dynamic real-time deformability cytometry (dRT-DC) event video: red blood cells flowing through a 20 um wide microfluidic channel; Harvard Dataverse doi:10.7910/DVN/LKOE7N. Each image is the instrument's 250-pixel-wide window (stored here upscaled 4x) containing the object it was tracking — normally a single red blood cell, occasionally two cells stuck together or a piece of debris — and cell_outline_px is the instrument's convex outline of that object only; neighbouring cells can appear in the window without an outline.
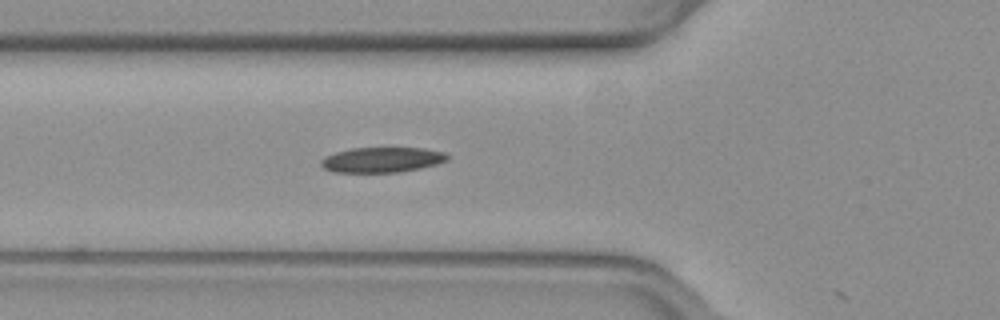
{"species": "common noctule bat (a hibernating species)", "species_latin": "Nyctalus noctula", "temperature_condition": "warm", "stored_images_in_passage": 20, "camera_frame_rate_fps": 3000, "um_per_image_px": 0.085, "animal": {"sex": "female", "body_mass_g": 19.3, "forearm_length_mm": 54.1}, "frame": {"image": 1, "passage_image": 19, "time_ms": 6.0, "image_size_px": [1000, 320], "cell_outline_px": [[448, 160], [436, 164], [420, 168], [400, 172], [332, 172], [324, 168], [320, 164], [320, 160], [324, 156], [336, 152], [352, 148], [424, 148], [444, 152], [448, 156]], "centroid_in_image_um": [32.44, 13.58], "position_along_channel_um": 93.4, "area_um2": 18.55}}